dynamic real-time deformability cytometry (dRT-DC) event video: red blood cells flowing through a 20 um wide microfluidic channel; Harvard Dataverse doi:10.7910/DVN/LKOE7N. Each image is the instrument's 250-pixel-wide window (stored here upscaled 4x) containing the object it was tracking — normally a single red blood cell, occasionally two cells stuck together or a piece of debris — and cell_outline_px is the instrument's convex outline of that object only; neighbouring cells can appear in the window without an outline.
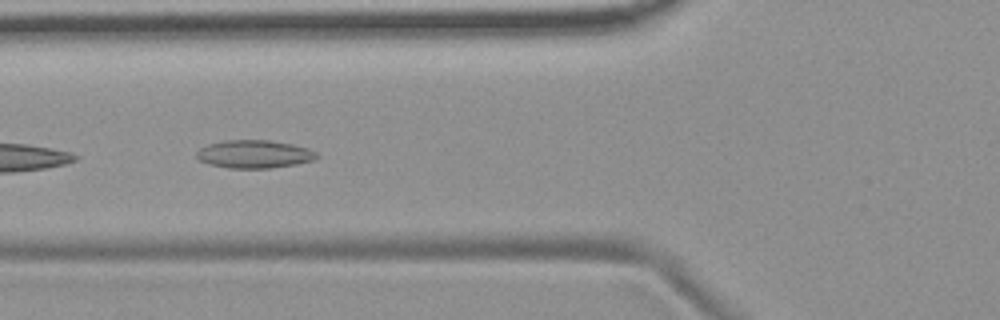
{"species": "common noctule bat (a hibernating species)", "species_latin": "Nyctalus noctula", "temperature_condition": "room temperature", "stored_images_in_passage": 9, "camera_frame_rate_fps": 3000, "um_per_image_px": 0.085, "animal": {"sex": "female", "body_mass_g": 19.9}, "frame": {"image": 1, "passage_image": 6, "time_ms": 6.667, "image_size_px": [1000, 320], "cell_outline_px": [[320, 156], [312, 160], [296, 164], [268, 168], [228, 168], [208, 164], [200, 160], [196, 156], [196, 152], [200, 148], [208, 144], [224, 140], [268, 140], [292, 144], [308, 148], [316, 152]], "centroid_in_image_um": [21.6, 13.1], "position_along_channel_um": 104.2, "area_um2": 19.59}}
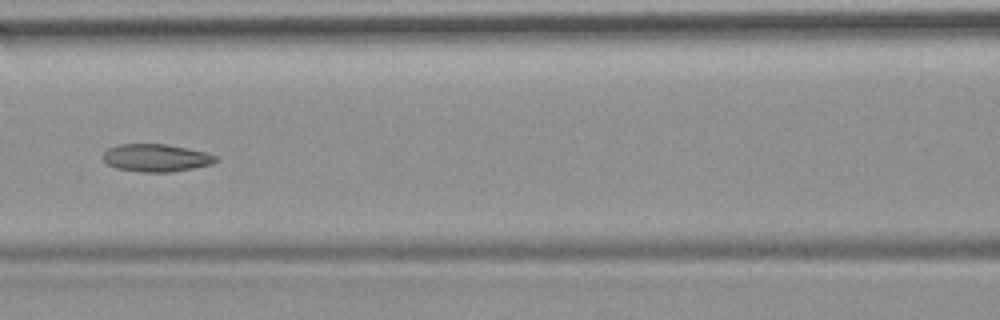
{"frame": {"image": 2, "passage_image": 7, "time_ms": 8.0, "image_size_px": [1000, 320], "cell_outline_px": [[220, 160], [212, 164], [172, 172], [140, 172], [116, 168], [108, 164], [104, 160], [104, 152], [108, 148], [120, 144], [164, 144], [188, 148], [204, 152], [216, 156]], "centroid_in_image_um": [13.28, 13.42], "position_along_channel_um": 153.3, "area_um2": 18.09}}
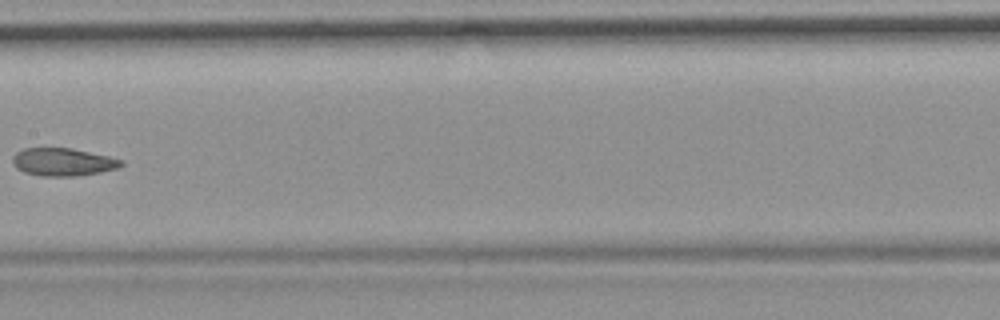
{"frame": {"image": 3, "passage_image": 8, "time_ms": 9.333, "image_size_px": [1000, 320], "cell_outline_px": [[124, 164], [116, 168], [100, 172], [76, 176], [40, 176], [24, 172], [16, 168], [12, 164], [12, 156], [16, 152], [24, 148], [72, 148], [108, 156], [124, 160]], "centroid_in_image_um": [5.32, 13.77], "position_along_channel_um": 202.1, "area_um2": 17.69}}